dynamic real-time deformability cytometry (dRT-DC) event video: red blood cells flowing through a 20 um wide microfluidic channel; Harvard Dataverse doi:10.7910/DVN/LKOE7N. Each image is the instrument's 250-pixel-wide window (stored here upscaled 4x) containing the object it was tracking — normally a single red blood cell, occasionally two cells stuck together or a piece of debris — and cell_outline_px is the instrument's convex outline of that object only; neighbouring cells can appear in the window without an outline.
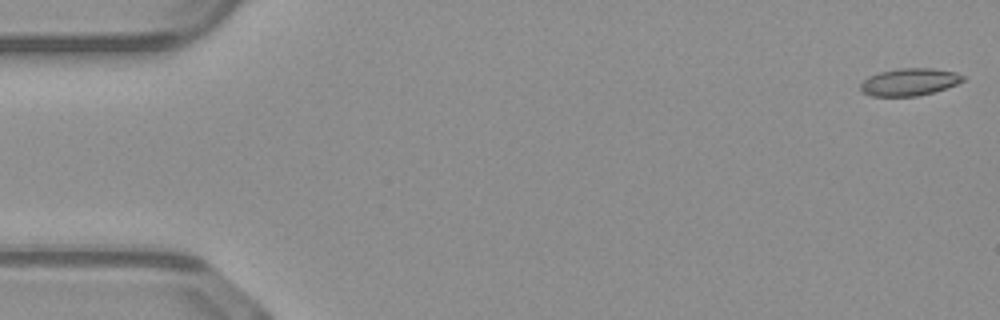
{"species": "common noctule bat (a hibernating species)", "species_latin": "Nyctalus noctula", "temperature_condition": "warm", "stored_images_in_passage": 12, "camera_frame_rate_fps": 3000, "um_per_image_px": 0.085, "animal": {"sex": "male", "body_mass_g": 23.1, "forearm_length_mm": 52.7}, "frame": {"image": 1, "passage_image": 1, "time_ms": 0.0, "image_size_px": [1000, 320], "cell_outline_px": [[964, 80], [956, 84], [932, 92], [916, 96], [872, 96], [864, 92], [860, 88], [860, 84], [868, 76], [880, 72], [896, 68], [932, 68], [956, 72], [964, 76]], "centroid_in_image_um": [77.28, 6.95], "position_along_channel_um": 7.7, "area_um2": 16.18}}